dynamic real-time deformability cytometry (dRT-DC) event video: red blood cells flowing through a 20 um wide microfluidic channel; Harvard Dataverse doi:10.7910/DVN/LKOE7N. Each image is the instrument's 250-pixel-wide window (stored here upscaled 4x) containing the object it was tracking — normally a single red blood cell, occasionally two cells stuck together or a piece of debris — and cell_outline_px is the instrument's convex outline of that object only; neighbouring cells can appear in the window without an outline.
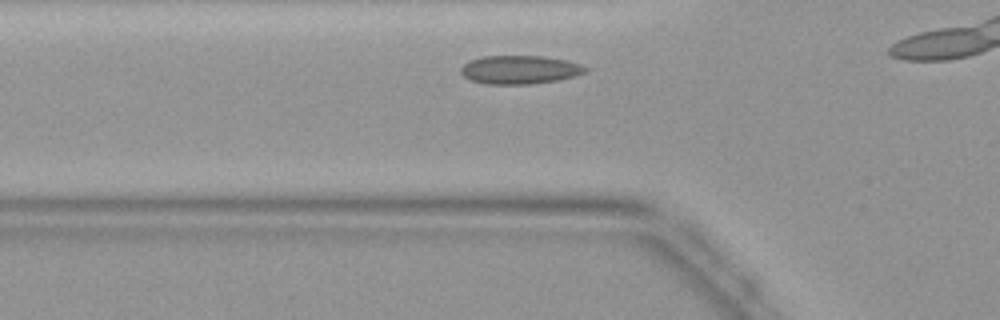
{"species": "common noctule bat (a hibernating species)", "species_latin": "Nyctalus noctula", "temperature_condition": "warm", "stored_images_in_passage": 11, "camera_frame_rate_fps": 3000, "um_per_image_px": 0.085, "animal": {"sex": "female", "body_mass_g": 19.9}, "frame": {"image": 1, "passage_image": 4, "time_ms": 1.0, "image_size_px": [1000, 320], "cell_outline_px": [[588, 72], [556, 80], [532, 84], [484, 84], [468, 80], [460, 72], [460, 68], [464, 64], [472, 60], [484, 56], [544, 56], [568, 60], [580, 64], [588, 68]], "centroid_in_image_um": [44.17, 5.93], "position_along_channel_um": 81.6, "area_um2": 20.75}}
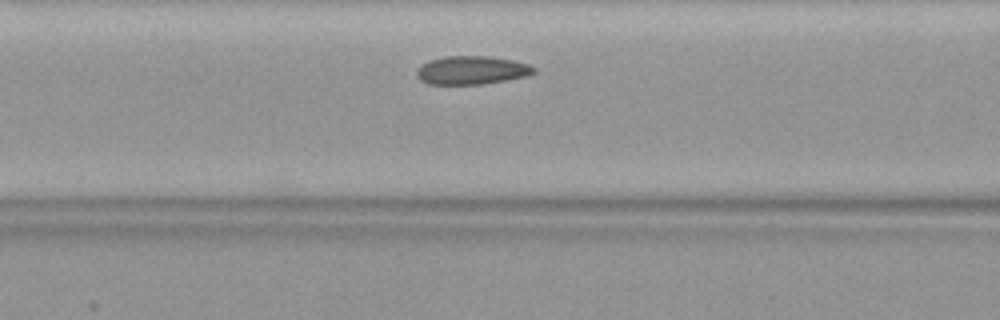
{"frame": {"image": 2, "passage_image": 7, "time_ms": 2.0, "image_size_px": [1000, 320], "cell_outline_px": [[536, 72], [524, 76], [504, 80], [480, 84], [428, 84], [420, 80], [416, 76], [416, 72], [428, 60], [444, 56], [488, 56], [512, 60], [528, 64], [536, 68]], "centroid_in_image_um": [40.07, 5.96], "position_along_channel_um": 126.5, "area_um2": 19.19}}